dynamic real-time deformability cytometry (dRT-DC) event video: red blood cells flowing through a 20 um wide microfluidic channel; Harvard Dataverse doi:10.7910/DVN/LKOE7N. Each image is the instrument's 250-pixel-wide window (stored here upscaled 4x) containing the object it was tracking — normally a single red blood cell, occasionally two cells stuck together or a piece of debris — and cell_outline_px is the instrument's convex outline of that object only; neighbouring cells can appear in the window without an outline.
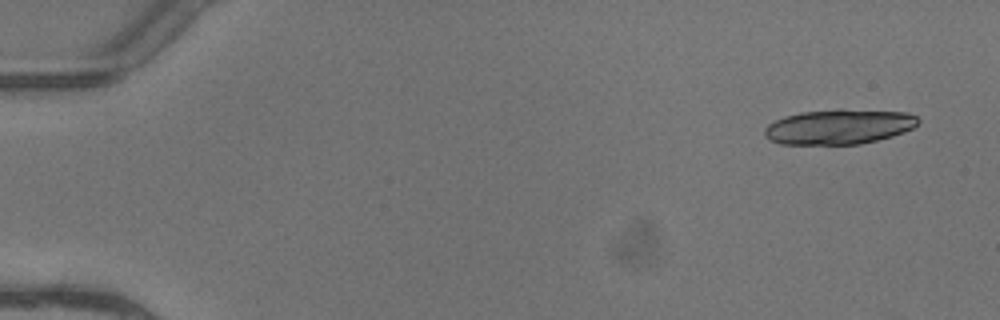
{"species": "common noctule bat (a hibernating species)", "species_latin": "Nyctalus noctula", "temperature_condition": "warm", "stored_images_in_passage": 3, "camera_frame_rate_fps": 3000, "um_per_image_px": 0.085, "animal": {"sex": "female"}, "frame": {"image": 1, "passage_image": 1, "time_ms": 0.0, "image_size_px": [1000, 320], "cell_outline_px": [[920, 120], [912, 128], [904, 132], [892, 136], [860, 144], [780, 144], [768, 140], [764, 136], [764, 128], [768, 124], [784, 116], [800, 112], [836, 108], [840, 108], [908, 112], [916, 116]], "centroid_in_image_um": [71.29, 10.75], "position_along_channel_um": 13.7, "area_um2": 31.73}}